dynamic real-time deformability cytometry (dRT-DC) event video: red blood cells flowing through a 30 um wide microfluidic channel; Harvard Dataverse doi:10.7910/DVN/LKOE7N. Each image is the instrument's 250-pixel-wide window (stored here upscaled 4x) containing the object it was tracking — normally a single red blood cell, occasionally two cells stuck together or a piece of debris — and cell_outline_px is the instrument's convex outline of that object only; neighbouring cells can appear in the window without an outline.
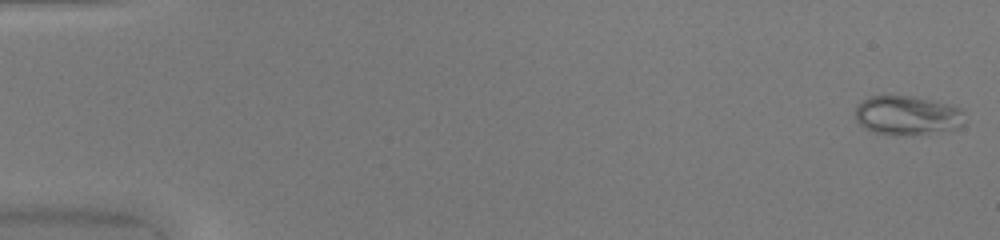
{"species": "common noctule bat (a hibernating species)", "species_latin": "Nyctalus noctula", "temperature_condition": "warm", "stored_images_in_passage": 49, "camera_frame_rate_fps": 3000, "um_per_image_px": 0.085, "animal": {"sex": "female", "body_mass_g": 20.0, "forearm_length_mm": 54.0}, "frame": {"image": 1, "passage_image": 1, "time_ms": 0.0, "image_size_px": [1000, 240], "cell_outline_px": [[964, 112], [960, 124], [956, 128], [912, 136], [892, 136], [876, 132], [864, 128], [856, 120], [856, 104], [868, 96], [912, 96], [948, 104], [964, 108]], "centroid_in_image_um": [77.07, 9.82], "position_along_channel_um": 7.9, "area_um2": 25.14}}
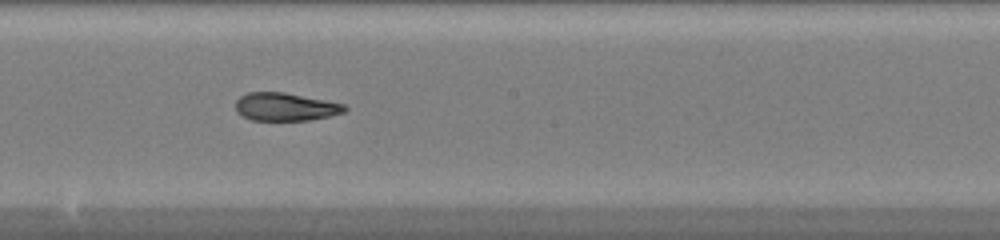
{"frame": {"image": 2, "passage_image": 28, "time_ms": 9.0, "image_size_px": [1000, 240], "cell_outline_px": [[348, 108], [344, 112], [328, 116], [308, 120], [252, 120], [240, 116], [236, 112], [236, 100], [240, 96], [248, 92], [284, 92], [344, 104]], "centroid_in_image_um": [24.21, 9.08], "position_along_channel_um": 224.0, "area_um2": 17.74}}
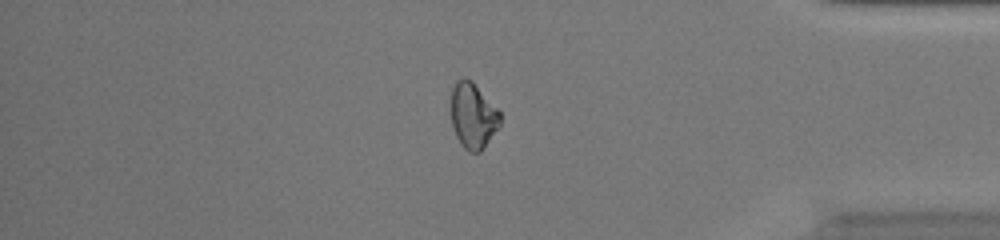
{"frame": {"image": 3, "passage_image": 42, "time_ms": 13.667, "image_size_px": [1000, 240], "cell_outline_px": [[500, 124], [484, 148], [480, 152], [468, 152], [460, 144], [456, 136], [452, 124], [452, 88], [456, 80], [464, 76], [472, 80], [500, 112]], "centroid_in_image_um": [40.2, 9.83], "position_along_channel_um": 395.0, "area_um2": 18.73}, "authors_computed_cell_mechanics": {"area_um2": 19.9988, "velocity_mm_per_s": 4.2042, "shape_relaxation_time_tau1_ms": null, "shape_relaxation_time_tau2_ms": 1.1773, "deformation_change_tau1": null, "deformation_change_tau2": 0.0412}}